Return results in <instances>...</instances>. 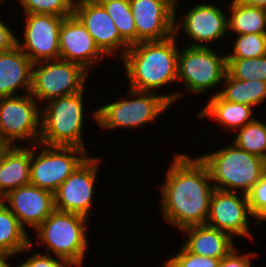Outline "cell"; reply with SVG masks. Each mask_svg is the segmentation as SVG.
<instances>
[{
    "instance_id": "15",
    "label": "cell",
    "mask_w": 266,
    "mask_h": 267,
    "mask_svg": "<svg viewBox=\"0 0 266 267\" xmlns=\"http://www.w3.org/2000/svg\"><path fill=\"white\" fill-rule=\"evenodd\" d=\"M74 15L82 22L95 44L108 57L122 58L130 47L121 37L118 28L97 0L75 3Z\"/></svg>"
},
{
    "instance_id": "1",
    "label": "cell",
    "mask_w": 266,
    "mask_h": 267,
    "mask_svg": "<svg viewBox=\"0 0 266 267\" xmlns=\"http://www.w3.org/2000/svg\"><path fill=\"white\" fill-rule=\"evenodd\" d=\"M161 190L163 221L179 231L207 223L214 185L207 166L190 154H174Z\"/></svg>"
},
{
    "instance_id": "35",
    "label": "cell",
    "mask_w": 266,
    "mask_h": 267,
    "mask_svg": "<svg viewBox=\"0 0 266 267\" xmlns=\"http://www.w3.org/2000/svg\"><path fill=\"white\" fill-rule=\"evenodd\" d=\"M16 37V33L6 24V21L0 19V53L16 46Z\"/></svg>"
},
{
    "instance_id": "39",
    "label": "cell",
    "mask_w": 266,
    "mask_h": 267,
    "mask_svg": "<svg viewBox=\"0 0 266 267\" xmlns=\"http://www.w3.org/2000/svg\"><path fill=\"white\" fill-rule=\"evenodd\" d=\"M4 202V196L0 193V205Z\"/></svg>"
},
{
    "instance_id": "30",
    "label": "cell",
    "mask_w": 266,
    "mask_h": 267,
    "mask_svg": "<svg viewBox=\"0 0 266 267\" xmlns=\"http://www.w3.org/2000/svg\"><path fill=\"white\" fill-rule=\"evenodd\" d=\"M20 2V3H19ZM24 14H53L68 17L74 14L72 0H18Z\"/></svg>"
},
{
    "instance_id": "10",
    "label": "cell",
    "mask_w": 266,
    "mask_h": 267,
    "mask_svg": "<svg viewBox=\"0 0 266 267\" xmlns=\"http://www.w3.org/2000/svg\"><path fill=\"white\" fill-rule=\"evenodd\" d=\"M89 73L81 66L61 58L33 64L30 94L41 103L82 91Z\"/></svg>"
},
{
    "instance_id": "13",
    "label": "cell",
    "mask_w": 266,
    "mask_h": 267,
    "mask_svg": "<svg viewBox=\"0 0 266 267\" xmlns=\"http://www.w3.org/2000/svg\"><path fill=\"white\" fill-rule=\"evenodd\" d=\"M64 18L53 14H24L23 37H16V45L33 64L59 58V33Z\"/></svg>"
},
{
    "instance_id": "38",
    "label": "cell",
    "mask_w": 266,
    "mask_h": 267,
    "mask_svg": "<svg viewBox=\"0 0 266 267\" xmlns=\"http://www.w3.org/2000/svg\"><path fill=\"white\" fill-rule=\"evenodd\" d=\"M14 256H10L9 259H8V262H7V267H31V265L26 261V260H23L22 262H19L18 265H15L14 264H11L10 263V259H12Z\"/></svg>"
},
{
    "instance_id": "26",
    "label": "cell",
    "mask_w": 266,
    "mask_h": 267,
    "mask_svg": "<svg viewBox=\"0 0 266 267\" xmlns=\"http://www.w3.org/2000/svg\"><path fill=\"white\" fill-rule=\"evenodd\" d=\"M255 118L236 130L232 143L246 152L266 160V121Z\"/></svg>"
},
{
    "instance_id": "24",
    "label": "cell",
    "mask_w": 266,
    "mask_h": 267,
    "mask_svg": "<svg viewBox=\"0 0 266 267\" xmlns=\"http://www.w3.org/2000/svg\"><path fill=\"white\" fill-rule=\"evenodd\" d=\"M221 87L210 96L218 94L226 101L250 105L255 109L266 101V82L261 80H236L227 73Z\"/></svg>"
},
{
    "instance_id": "42",
    "label": "cell",
    "mask_w": 266,
    "mask_h": 267,
    "mask_svg": "<svg viewBox=\"0 0 266 267\" xmlns=\"http://www.w3.org/2000/svg\"><path fill=\"white\" fill-rule=\"evenodd\" d=\"M72 1L76 3V2H79V1H82V0H72Z\"/></svg>"
},
{
    "instance_id": "11",
    "label": "cell",
    "mask_w": 266,
    "mask_h": 267,
    "mask_svg": "<svg viewBox=\"0 0 266 267\" xmlns=\"http://www.w3.org/2000/svg\"><path fill=\"white\" fill-rule=\"evenodd\" d=\"M177 3L179 4V0L175 1L174 34L178 37L180 31L184 32L186 38L188 37L186 41H190L187 46L211 47V43L215 44L216 41L221 39L223 41L225 37L227 38L228 14L226 9L221 8V5H216L215 2L214 5L210 2L193 4L185 10V14L184 12L181 14L182 19L179 21L176 17L177 12L179 13Z\"/></svg>"
},
{
    "instance_id": "33",
    "label": "cell",
    "mask_w": 266,
    "mask_h": 267,
    "mask_svg": "<svg viewBox=\"0 0 266 267\" xmlns=\"http://www.w3.org/2000/svg\"><path fill=\"white\" fill-rule=\"evenodd\" d=\"M31 240V243L19 254H28L26 261L31 265V267H73L67 261L62 258L50 255L48 253L42 254L41 252L33 253L34 249V240ZM32 252V254H31Z\"/></svg>"
},
{
    "instance_id": "19",
    "label": "cell",
    "mask_w": 266,
    "mask_h": 267,
    "mask_svg": "<svg viewBox=\"0 0 266 267\" xmlns=\"http://www.w3.org/2000/svg\"><path fill=\"white\" fill-rule=\"evenodd\" d=\"M32 67L33 63L17 45L0 53V98L29 94Z\"/></svg>"
},
{
    "instance_id": "18",
    "label": "cell",
    "mask_w": 266,
    "mask_h": 267,
    "mask_svg": "<svg viewBox=\"0 0 266 267\" xmlns=\"http://www.w3.org/2000/svg\"><path fill=\"white\" fill-rule=\"evenodd\" d=\"M4 203L25 229L31 227V232L55 210L54 193L32 184L10 191Z\"/></svg>"
},
{
    "instance_id": "27",
    "label": "cell",
    "mask_w": 266,
    "mask_h": 267,
    "mask_svg": "<svg viewBox=\"0 0 266 267\" xmlns=\"http://www.w3.org/2000/svg\"><path fill=\"white\" fill-rule=\"evenodd\" d=\"M118 28L120 37L129 45L137 44V31L129 0H97Z\"/></svg>"
},
{
    "instance_id": "36",
    "label": "cell",
    "mask_w": 266,
    "mask_h": 267,
    "mask_svg": "<svg viewBox=\"0 0 266 267\" xmlns=\"http://www.w3.org/2000/svg\"><path fill=\"white\" fill-rule=\"evenodd\" d=\"M239 2L248 5L266 9V0H238Z\"/></svg>"
},
{
    "instance_id": "43",
    "label": "cell",
    "mask_w": 266,
    "mask_h": 267,
    "mask_svg": "<svg viewBox=\"0 0 266 267\" xmlns=\"http://www.w3.org/2000/svg\"><path fill=\"white\" fill-rule=\"evenodd\" d=\"M6 0H0V5L2 4V2L4 3Z\"/></svg>"
},
{
    "instance_id": "6",
    "label": "cell",
    "mask_w": 266,
    "mask_h": 267,
    "mask_svg": "<svg viewBox=\"0 0 266 267\" xmlns=\"http://www.w3.org/2000/svg\"><path fill=\"white\" fill-rule=\"evenodd\" d=\"M88 219L77 213L54 210L34 231L36 244L45 245V253L62 258L73 267H83L90 246Z\"/></svg>"
},
{
    "instance_id": "16",
    "label": "cell",
    "mask_w": 266,
    "mask_h": 267,
    "mask_svg": "<svg viewBox=\"0 0 266 267\" xmlns=\"http://www.w3.org/2000/svg\"><path fill=\"white\" fill-rule=\"evenodd\" d=\"M176 0H129L137 43L160 41L174 35Z\"/></svg>"
},
{
    "instance_id": "8",
    "label": "cell",
    "mask_w": 266,
    "mask_h": 267,
    "mask_svg": "<svg viewBox=\"0 0 266 267\" xmlns=\"http://www.w3.org/2000/svg\"><path fill=\"white\" fill-rule=\"evenodd\" d=\"M39 104L30 93L0 98V142L4 146H25V142H29L31 146L39 143L41 137Z\"/></svg>"
},
{
    "instance_id": "34",
    "label": "cell",
    "mask_w": 266,
    "mask_h": 267,
    "mask_svg": "<svg viewBox=\"0 0 266 267\" xmlns=\"http://www.w3.org/2000/svg\"><path fill=\"white\" fill-rule=\"evenodd\" d=\"M257 255L256 251L255 253L249 252L247 254H241L236 247L227 256L220 260L218 267H253L251 259L253 257L256 258Z\"/></svg>"
},
{
    "instance_id": "32",
    "label": "cell",
    "mask_w": 266,
    "mask_h": 267,
    "mask_svg": "<svg viewBox=\"0 0 266 267\" xmlns=\"http://www.w3.org/2000/svg\"><path fill=\"white\" fill-rule=\"evenodd\" d=\"M249 208L257 225L266 221V173L255 183L247 193Z\"/></svg>"
},
{
    "instance_id": "3",
    "label": "cell",
    "mask_w": 266,
    "mask_h": 267,
    "mask_svg": "<svg viewBox=\"0 0 266 267\" xmlns=\"http://www.w3.org/2000/svg\"><path fill=\"white\" fill-rule=\"evenodd\" d=\"M181 92L136 91L128 89L125 98H119L110 103H104L95 108L91 119L98 124L101 130L113 131L117 129H140L141 127L156 123L158 118L183 97ZM127 97V98H126ZM129 98V99H128ZM107 129V130H106Z\"/></svg>"
},
{
    "instance_id": "21",
    "label": "cell",
    "mask_w": 266,
    "mask_h": 267,
    "mask_svg": "<svg viewBox=\"0 0 266 267\" xmlns=\"http://www.w3.org/2000/svg\"><path fill=\"white\" fill-rule=\"evenodd\" d=\"M31 146H3L0 151V193L30 184Z\"/></svg>"
},
{
    "instance_id": "2",
    "label": "cell",
    "mask_w": 266,
    "mask_h": 267,
    "mask_svg": "<svg viewBox=\"0 0 266 267\" xmlns=\"http://www.w3.org/2000/svg\"><path fill=\"white\" fill-rule=\"evenodd\" d=\"M178 37L144 41L131 45L122 60L129 87L136 91L156 92L177 83ZM177 43V44H176Z\"/></svg>"
},
{
    "instance_id": "29",
    "label": "cell",
    "mask_w": 266,
    "mask_h": 267,
    "mask_svg": "<svg viewBox=\"0 0 266 267\" xmlns=\"http://www.w3.org/2000/svg\"><path fill=\"white\" fill-rule=\"evenodd\" d=\"M227 73L236 80L266 82V55L248 59H227Z\"/></svg>"
},
{
    "instance_id": "22",
    "label": "cell",
    "mask_w": 266,
    "mask_h": 267,
    "mask_svg": "<svg viewBox=\"0 0 266 267\" xmlns=\"http://www.w3.org/2000/svg\"><path fill=\"white\" fill-rule=\"evenodd\" d=\"M201 110L197 112V118L201 120L211 117L217 126L232 134L255 119V108L250 105L233 103L222 99L218 94L210 96ZM254 115V116H253ZM227 129V130H226ZM231 130V131H230Z\"/></svg>"
},
{
    "instance_id": "17",
    "label": "cell",
    "mask_w": 266,
    "mask_h": 267,
    "mask_svg": "<svg viewBox=\"0 0 266 267\" xmlns=\"http://www.w3.org/2000/svg\"><path fill=\"white\" fill-rule=\"evenodd\" d=\"M106 57L74 14L63 19L59 33V58L81 66L90 74L92 67L100 65Z\"/></svg>"
},
{
    "instance_id": "31",
    "label": "cell",
    "mask_w": 266,
    "mask_h": 267,
    "mask_svg": "<svg viewBox=\"0 0 266 267\" xmlns=\"http://www.w3.org/2000/svg\"><path fill=\"white\" fill-rule=\"evenodd\" d=\"M173 253L172 257L165 259L169 267H218L220 263V259L191 253L183 245Z\"/></svg>"
},
{
    "instance_id": "20",
    "label": "cell",
    "mask_w": 266,
    "mask_h": 267,
    "mask_svg": "<svg viewBox=\"0 0 266 267\" xmlns=\"http://www.w3.org/2000/svg\"><path fill=\"white\" fill-rule=\"evenodd\" d=\"M180 232L187 236L182 245L196 255L221 260L236 248L229 234L207 224L190 226Z\"/></svg>"
},
{
    "instance_id": "25",
    "label": "cell",
    "mask_w": 266,
    "mask_h": 267,
    "mask_svg": "<svg viewBox=\"0 0 266 267\" xmlns=\"http://www.w3.org/2000/svg\"><path fill=\"white\" fill-rule=\"evenodd\" d=\"M31 239L28 231L3 202L0 205V250L16 257L31 243Z\"/></svg>"
},
{
    "instance_id": "23",
    "label": "cell",
    "mask_w": 266,
    "mask_h": 267,
    "mask_svg": "<svg viewBox=\"0 0 266 267\" xmlns=\"http://www.w3.org/2000/svg\"><path fill=\"white\" fill-rule=\"evenodd\" d=\"M227 11L228 34H266V9L230 0ZM230 31V33H229Z\"/></svg>"
},
{
    "instance_id": "12",
    "label": "cell",
    "mask_w": 266,
    "mask_h": 267,
    "mask_svg": "<svg viewBox=\"0 0 266 267\" xmlns=\"http://www.w3.org/2000/svg\"><path fill=\"white\" fill-rule=\"evenodd\" d=\"M89 155L54 192L55 210L92 215L94 189L100 172V157ZM93 206V207H92Z\"/></svg>"
},
{
    "instance_id": "40",
    "label": "cell",
    "mask_w": 266,
    "mask_h": 267,
    "mask_svg": "<svg viewBox=\"0 0 266 267\" xmlns=\"http://www.w3.org/2000/svg\"><path fill=\"white\" fill-rule=\"evenodd\" d=\"M161 267H169V265L165 261H163V265Z\"/></svg>"
},
{
    "instance_id": "14",
    "label": "cell",
    "mask_w": 266,
    "mask_h": 267,
    "mask_svg": "<svg viewBox=\"0 0 266 267\" xmlns=\"http://www.w3.org/2000/svg\"><path fill=\"white\" fill-rule=\"evenodd\" d=\"M249 216L253 219L246 194L214 189L207 225L229 234L234 240L253 239L250 228L257 223H250Z\"/></svg>"
},
{
    "instance_id": "5",
    "label": "cell",
    "mask_w": 266,
    "mask_h": 267,
    "mask_svg": "<svg viewBox=\"0 0 266 267\" xmlns=\"http://www.w3.org/2000/svg\"><path fill=\"white\" fill-rule=\"evenodd\" d=\"M85 88L75 94L51 99L41 106V137L47 146L77 147L84 150Z\"/></svg>"
},
{
    "instance_id": "4",
    "label": "cell",
    "mask_w": 266,
    "mask_h": 267,
    "mask_svg": "<svg viewBox=\"0 0 266 267\" xmlns=\"http://www.w3.org/2000/svg\"><path fill=\"white\" fill-rule=\"evenodd\" d=\"M225 147L198 156L207 166L214 188L247 195L266 173V160L225 143Z\"/></svg>"
},
{
    "instance_id": "9",
    "label": "cell",
    "mask_w": 266,
    "mask_h": 267,
    "mask_svg": "<svg viewBox=\"0 0 266 267\" xmlns=\"http://www.w3.org/2000/svg\"><path fill=\"white\" fill-rule=\"evenodd\" d=\"M89 155L77 147L31 145L30 184L54 193Z\"/></svg>"
},
{
    "instance_id": "37",
    "label": "cell",
    "mask_w": 266,
    "mask_h": 267,
    "mask_svg": "<svg viewBox=\"0 0 266 267\" xmlns=\"http://www.w3.org/2000/svg\"><path fill=\"white\" fill-rule=\"evenodd\" d=\"M9 255L0 250V267H7Z\"/></svg>"
},
{
    "instance_id": "28",
    "label": "cell",
    "mask_w": 266,
    "mask_h": 267,
    "mask_svg": "<svg viewBox=\"0 0 266 267\" xmlns=\"http://www.w3.org/2000/svg\"><path fill=\"white\" fill-rule=\"evenodd\" d=\"M232 50L226 54L227 59H248L266 55V34H240L232 36Z\"/></svg>"
},
{
    "instance_id": "7",
    "label": "cell",
    "mask_w": 266,
    "mask_h": 267,
    "mask_svg": "<svg viewBox=\"0 0 266 267\" xmlns=\"http://www.w3.org/2000/svg\"><path fill=\"white\" fill-rule=\"evenodd\" d=\"M227 74V58L211 47L183 46L179 49L177 82L187 93L204 95L207 90L221 88Z\"/></svg>"
},
{
    "instance_id": "41",
    "label": "cell",
    "mask_w": 266,
    "mask_h": 267,
    "mask_svg": "<svg viewBox=\"0 0 266 267\" xmlns=\"http://www.w3.org/2000/svg\"><path fill=\"white\" fill-rule=\"evenodd\" d=\"M3 144L0 142V151H1V149L3 148Z\"/></svg>"
}]
</instances>
